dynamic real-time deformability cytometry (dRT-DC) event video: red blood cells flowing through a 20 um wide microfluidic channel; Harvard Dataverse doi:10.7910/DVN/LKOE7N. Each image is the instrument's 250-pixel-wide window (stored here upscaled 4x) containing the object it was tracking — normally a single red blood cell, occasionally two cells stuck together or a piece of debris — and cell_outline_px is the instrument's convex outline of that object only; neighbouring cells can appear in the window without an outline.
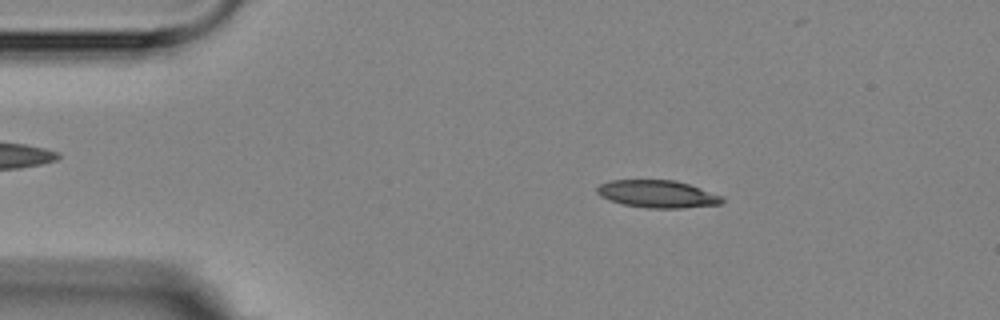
{"species": "Egyptian fruit bat (a non-hibernating species)", "species_latin": "Rousettus aegyptiacus", "temperature_condition": "room temperature", "stored_images_in_passage": 3, "camera_frame_rate_fps": 3000, "um_per_image_px": 0.085, "animal": {"sex": "female"}, "frame": {"image": 1, "passage_image": 1, "time_ms": 0.0, "image_size_px": [1000, 320], "cell_outline_px": [[724, 200], [720, 204], [680, 208], [648, 208], [624, 204], [608, 200], [600, 196], [596, 192], [596, 188], [600, 184], [612, 180], [676, 180], [724, 196]], "centroid_in_image_um": [55.88, 16.49], "position_along_channel_um": 29.1, "area_um2": 20.0}}